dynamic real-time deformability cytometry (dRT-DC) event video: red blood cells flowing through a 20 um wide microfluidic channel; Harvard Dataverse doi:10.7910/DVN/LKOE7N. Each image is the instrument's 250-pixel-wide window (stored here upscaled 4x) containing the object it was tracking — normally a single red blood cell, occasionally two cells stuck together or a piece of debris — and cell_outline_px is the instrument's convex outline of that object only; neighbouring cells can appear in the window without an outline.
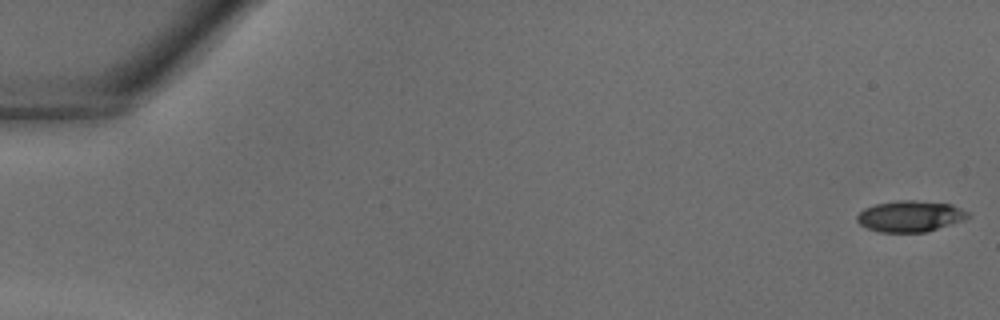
{"species": "common noctule bat (a hibernating species)", "species_latin": "Nyctalus noctula", "temperature_condition": "warm", "stored_images_in_passage": 7, "camera_frame_rate_fps": 3000, "um_per_image_px": 0.085, "animal": {"sex": "male", "body_mass_g": 18.8}, "frame": {"image": 1, "passage_image": 1, "time_ms": 0.0, "image_size_px": [1000, 320], "cell_outline_px": [[972, 216], [964, 220], [928, 232], [880, 232], [868, 228], [860, 224], [856, 220], [856, 216], [864, 208], [876, 204], [896, 200], [912, 200], [952, 204], [968, 212]], "centroid_in_image_um": [77.38, 18.38], "position_along_channel_um": 7.6, "area_um2": 20.23}}